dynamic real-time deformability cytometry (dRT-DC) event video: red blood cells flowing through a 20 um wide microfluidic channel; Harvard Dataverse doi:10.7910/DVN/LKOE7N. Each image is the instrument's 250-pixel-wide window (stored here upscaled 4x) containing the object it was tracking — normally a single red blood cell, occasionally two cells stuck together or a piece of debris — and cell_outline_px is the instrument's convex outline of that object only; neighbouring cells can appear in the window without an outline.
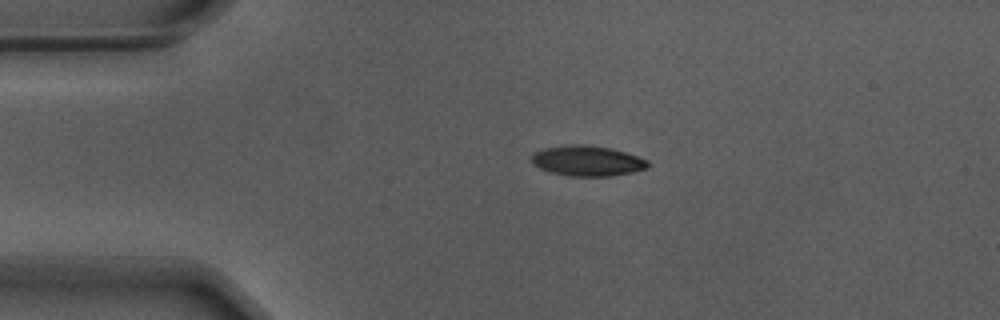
{"species": "Egyptian fruit bat (a non-hibernating species)", "species_latin": "Rousettus aegyptiacus", "temperature_condition": "warm", "stored_images_in_passage": 45, "camera_frame_rate_fps": 3000, "um_per_image_px": 0.085, "animal": {"sex": "male"}, "frame": {"image": 1, "passage_image": 1, "time_ms": 0.0, "image_size_px": [1000, 320], "cell_outline_px": [[648, 168], [632, 172], [608, 176], [572, 176], [552, 172], [540, 168], [532, 164], [532, 156], [536, 152], [544, 148], [568, 144], [580, 144], [608, 148], [624, 152], [648, 160]], "centroid_in_image_um": [49.91, 13.67], "position_along_channel_um": 35.1, "area_um2": 20.23}}
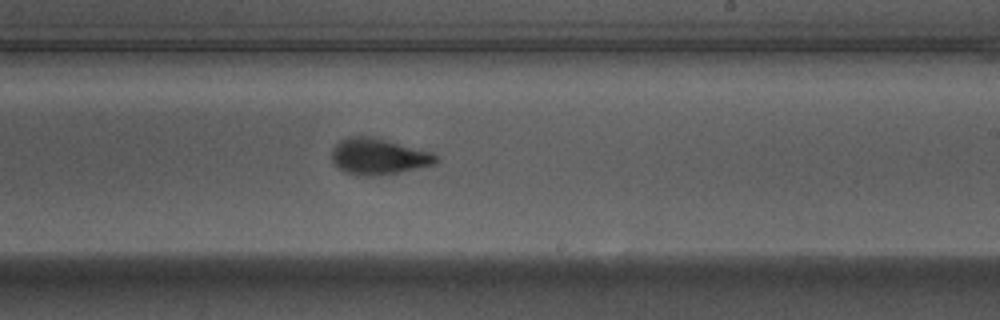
{"frame": {"image": 2, "passage_image": 22, "time_ms": 7.0, "image_size_px": [1000, 320], "cell_outline_px": [[440, 156], [436, 164], [380, 176], [364, 176], [344, 172], [332, 160], [332, 148], [340, 140], [348, 136], [368, 136], [432, 152]], "centroid_in_image_um": [32.18, 13.31], "position_along_channel_um": 256.8, "area_um2": 21.85}}
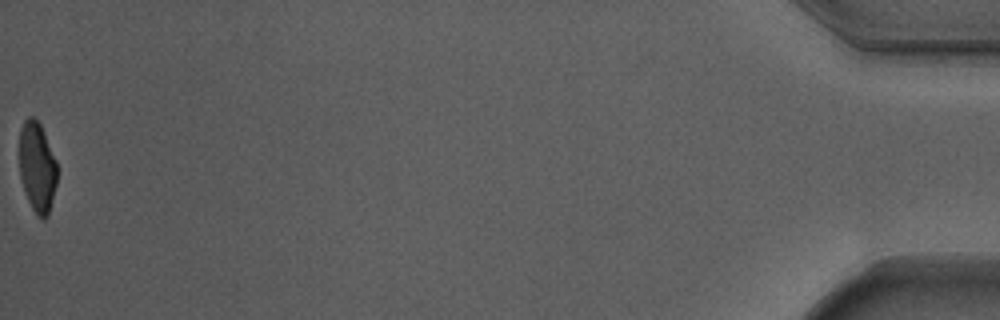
{"frame": {"image": 3, "passage_image": 45, "time_ms": 14.667, "image_size_px": [1000, 320], "cell_outline_px": [[56, 184], [48, 216], [44, 220], [32, 208], [24, 192], [20, 176], [20, 128], [24, 120], [28, 116], [32, 116], [40, 124], [56, 160]], "centroid_in_image_um": [3.15, 14.19], "position_along_channel_um": 432.1, "area_um2": 19.59}, "authors_computed_cell_mechanics": {"area_um2": 21.675, "velocity_mm_per_s": 3.6937, "shape_relaxation_time_tau1_ms": 2.6913, "shape_relaxation_time_tau2_ms": 0.9704, "deformation_change_tau1": 0.1593, "deformation_change_tau2": 0.0726}}